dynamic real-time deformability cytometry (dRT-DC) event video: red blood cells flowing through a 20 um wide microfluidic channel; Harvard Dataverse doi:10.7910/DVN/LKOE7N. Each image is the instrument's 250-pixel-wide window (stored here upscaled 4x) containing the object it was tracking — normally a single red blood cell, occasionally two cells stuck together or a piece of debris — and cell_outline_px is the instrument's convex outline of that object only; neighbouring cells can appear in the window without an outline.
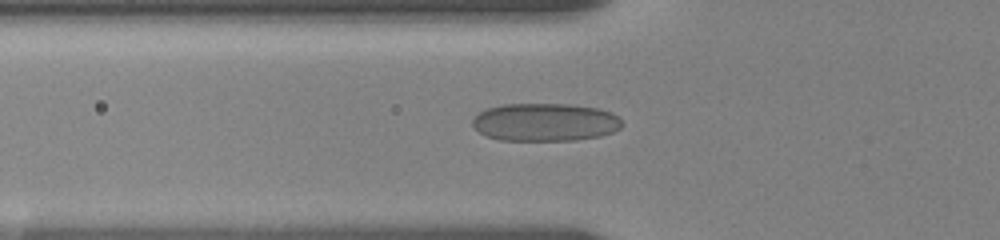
{"species": "human", "species_latin": "Homo sapiens", "temperature_condition": "room temperature", "stored_images_in_passage": 65, "camera_frame_rate_fps": 3000, "um_per_image_px": 0.085, "donor": {"sex": "female"}, "frame": {"image": 1, "passage_image": 26, "time_ms": 5.0, "image_size_px": [1000, 240], "cell_outline_px": [[624, 124], [620, 128], [612, 132], [600, 136], [576, 140], [500, 140], [488, 136], [480, 132], [472, 124], [472, 120], [480, 112], [488, 108], [500, 104], [568, 104], [596, 108], [612, 112]], "centroid_in_image_um": [46.34, 10.38], "position_along_channel_um": 79.5, "area_um2": 32.95}}
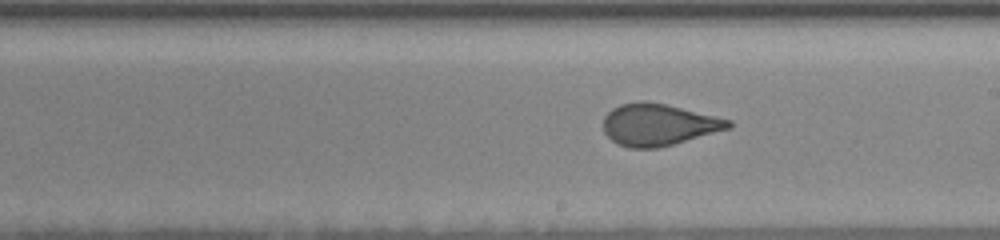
{"frame": {"image": 2, "passage_image": 47, "time_ms": 9.333, "image_size_px": [1000, 240], "cell_outline_px": [[732, 124], [728, 128], [672, 144], [656, 148], [628, 148], [616, 144], [604, 132], [604, 116], [612, 108], [620, 104], [640, 100], [664, 104], [732, 120]], "centroid_in_image_um": [55.9, 10.59], "position_along_channel_um": 233.1, "area_um2": 30.06}}
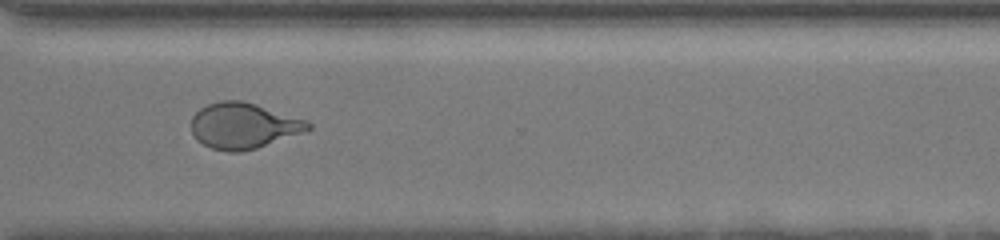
{"frame": {"image": 3, "passage_image": 64, "time_ms": 12.667, "image_size_px": [1000, 240], "cell_outline_px": [[312, 128], [256, 148], [240, 152], [228, 152], [212, 148], [196, 140], [192, 132], [192, 116], [200, 108], [208, 104], [220, 100], [244, 100], [308, 120], [312, 124]], "centroid_in_image_um": [20.68, 10.67], "position_along_channel_um": 349.9, "area_um2": 31.1}}